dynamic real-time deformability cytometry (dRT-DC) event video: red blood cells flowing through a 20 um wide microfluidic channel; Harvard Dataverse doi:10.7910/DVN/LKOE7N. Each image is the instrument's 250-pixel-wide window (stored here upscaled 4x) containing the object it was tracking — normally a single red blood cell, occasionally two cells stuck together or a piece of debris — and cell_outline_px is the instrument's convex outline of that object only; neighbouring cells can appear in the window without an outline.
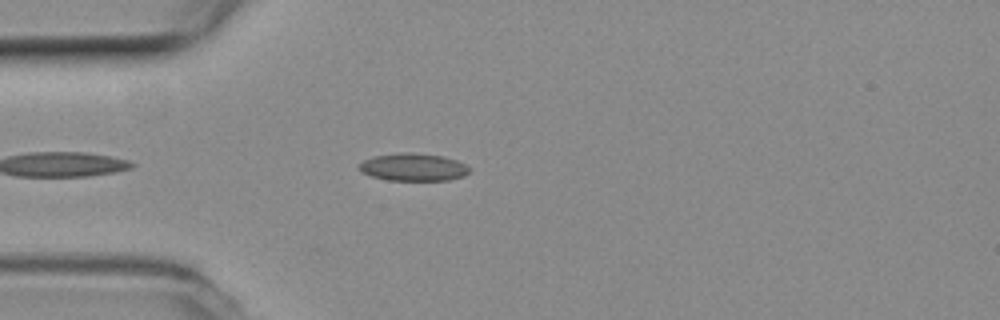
{"species": "common noctule bat (a hibernating species)", "species_latin": "Nyctalus noctula", "temperature_condition": "room temperature", "stored_images_in_passage": 26, "camera_frame_rate_fps": 3000, "um_per_image_px": 0.085, "animal": {"sex": "female", "body_mass_g": 19.3, "forearm_length_mm": 54.1}, "frame": {"image": 1, "passage_image": 3, "time_ms": 0.667, "image_size_px": [1000, 320], "cell_outline_px": [[468, 172], [464, 176], [448, 180], [388, 180], [372, 176], [360, 172], [356, 168], [364, 160], [372, 156], [400, 152], [412, 152], [444, 156], [456, 160], [464, 164], [468, 168]], "centroid_in_image_um": [35.08, 14.19], "position_along_channel_um": 49.9, "area_um2": 17.8}}
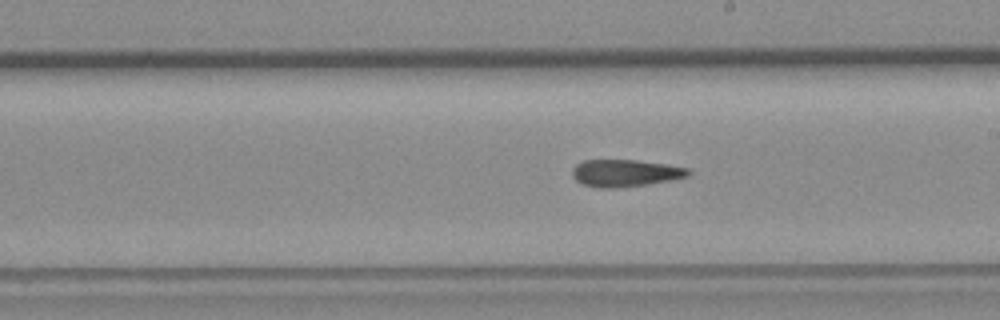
{"frame": {"image": 2, "passage_image": 15, "time_ms": 4.667, "image_size_px": [1000, 320], "cell_outline_px": [[692, 172], [688, 176], [648, 184], [612, 188], [600, 188], [584, 184], [576, 180], [572, 176], [572, 168], [576, 164], [584, 160], [636, 160], [668, 164], [688, 168]], "centroid_in_image_um": [53.14, 14.7], "position_along_channel_um": 235.9, "area_um2": 18.26}}
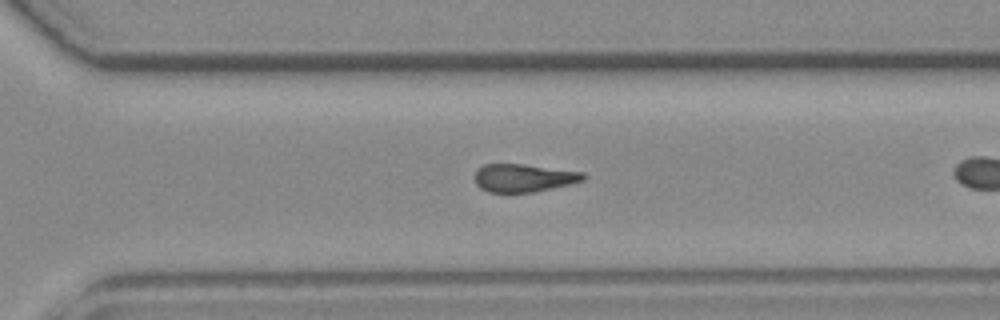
{"frame": {"image": 3, "passage_image": 22, "time_ms": 7.0, "image_size_px": [1000, 320], "cell_outline_px": [[588, 176], [584, 180], [568, 184], [532, 192], [488, 192], [480, 188], [476, 184], [476, 172], [484, 164], [524, 164], [584, 172]], "centroid_in_image_um": [44.53, 15.11], "position_along_channel_um": 326.1, "area_um2": 17.51}}